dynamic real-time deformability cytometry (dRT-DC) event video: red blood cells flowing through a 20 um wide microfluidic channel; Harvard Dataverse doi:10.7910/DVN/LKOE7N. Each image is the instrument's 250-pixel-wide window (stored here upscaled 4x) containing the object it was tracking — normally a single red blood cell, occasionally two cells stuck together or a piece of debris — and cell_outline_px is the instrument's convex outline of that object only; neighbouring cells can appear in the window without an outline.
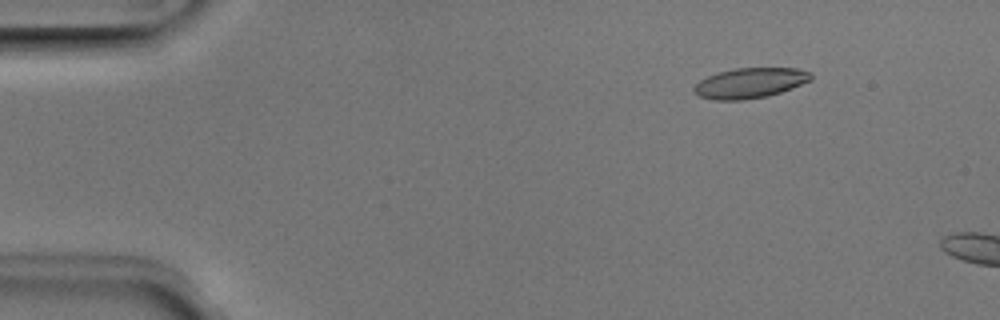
{"species": "Egyptian fruit bat (a non-hibernating species)", "species_latin": "Rousettus aegyptiacus", "temperature_condition": "room temperature", "stored_images_in_passage": 11, "camera_frame_rate_fps": 3000, "um_per_image_px": 0.085, "animal": {"sex": "male"}, "frame": {"image": 1, "passage_image": 7, "time_ms": 2.0, "image_size_px": [1000, 320], "cell_outline_px": [[812, 80], [792, 88], [768, 96], [744, 100], [716, 100], [700, 96], [692, 88], [700, 80], [708, 76], [720, 72], [736, 68], [796, 68], [812, 72]], "centroid_in_image_um": [63.79, 7.05], "position_along_channel_um": 21.2, "area_um2": 20.52}}